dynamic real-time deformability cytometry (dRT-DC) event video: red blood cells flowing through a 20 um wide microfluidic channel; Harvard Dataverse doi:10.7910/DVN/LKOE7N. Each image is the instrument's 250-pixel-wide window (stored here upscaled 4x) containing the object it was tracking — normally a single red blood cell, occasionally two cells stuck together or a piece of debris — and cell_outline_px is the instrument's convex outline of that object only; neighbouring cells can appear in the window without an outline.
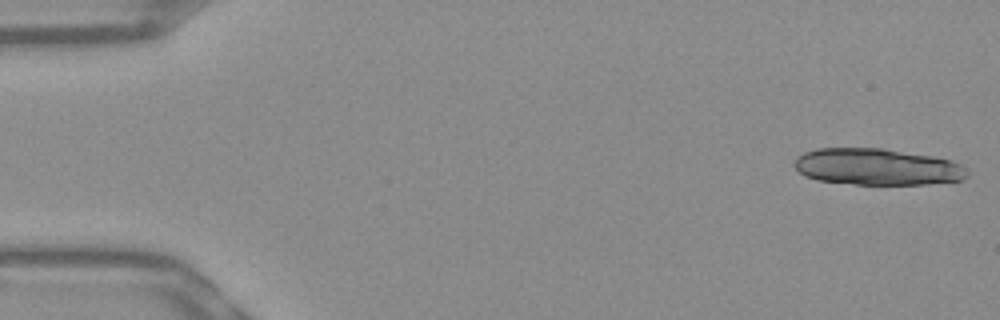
{"species": "Egyptian fruit bat (a non-hibernating species)", "species_latin": "Rousettus aegyptiacus", "temperature_condition": "warm", "stored_images_in_passage": 9, "camera_frame_rate_fps": 3000, "um_per_image_px": 0.085, "frame": {"image": 1, "passage_image": 1, "time_ms": 0.0, "image_size_px": [1000, 320], "cell_outline_px": [[968, 176], [960, 180], [928, 184], [856, 184], [816, 180], [804, 176], [796, 168], [796, 156], [804, 152], [816, 148], [884, 148], [932, 156], [952, 160], [968, 168]], "centroid_in_image_um": [74.57, 14.17], "position_along_channel_um": 10.4, "area_um2": 36.93}}